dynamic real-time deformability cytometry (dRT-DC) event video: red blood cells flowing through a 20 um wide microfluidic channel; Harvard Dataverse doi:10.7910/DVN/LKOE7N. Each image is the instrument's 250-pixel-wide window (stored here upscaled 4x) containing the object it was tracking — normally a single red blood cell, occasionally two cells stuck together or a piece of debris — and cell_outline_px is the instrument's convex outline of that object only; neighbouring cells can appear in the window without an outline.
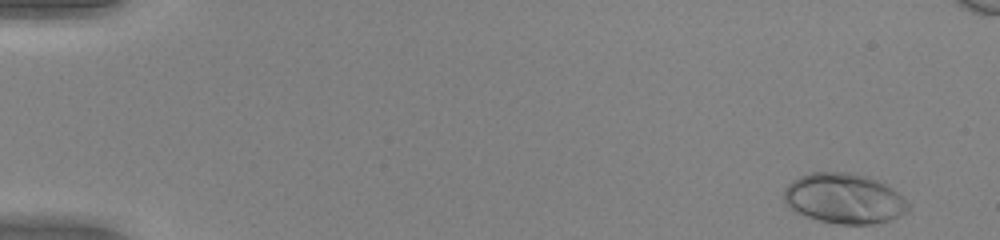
{"species": "human", "species_latin": "Homo sapiens", "temperature_condition": "warm", "stored_images_in_passage": 50, "camera_frame_rate_fps": 3000, "um_per_image_px": 0.085, "donor": {"sex": "female"}, "frame": {"image": 1, "passage_image": 1, "time_ms": 0.0, "image_size_px": [1000, 240], "cell_outline_px": [[912, 208], [908, 212], [900, 216], [888, 220], [872, 224], [840, 224], [820, 220], [804, 216], [796, 212], [784, 200], [784, 188], [792, 180], [800, 176], [812, 172], [852, 172], [868, 176], [892, 188], [908, 200], [912, 204]], "centroid_in_image_um": [71.8, 16.87], "position_along_channel_um": 13.2, "area_um2": 36.65}}
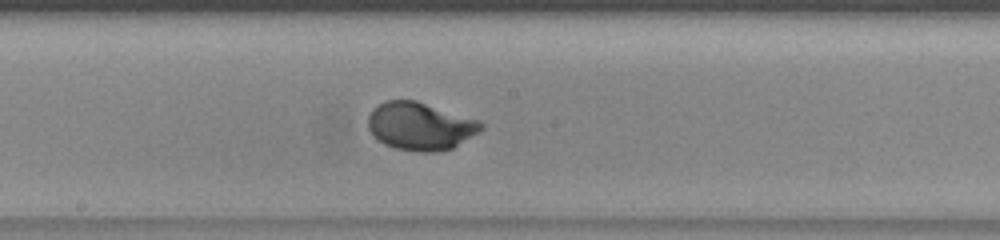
{"frame": {"image": 2, "passage_image": 27, "time_ms": 8.667, "image_size_px": [1000, 240], "cell_outline_px": [[484, 128], [480, 132], [452, 148], [436, 152], [416, 152], [396, 148], [384, 144], [368, 128], [368, 116], [372, 108], [384, 100], [416, 100], [480, 120], [484, 124]], "centroid_in_image_um": [35.74, 10.71], "position_along_channel_um": 212.5, "area_um2": 31.67}}
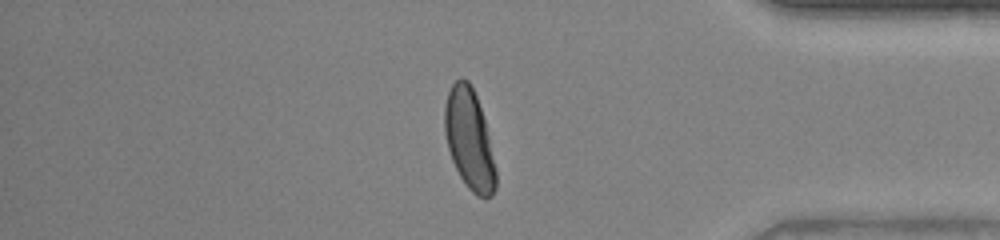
{"frame": {"image": 3, "passage_image": 42, "time_ms": 13.667, "image_size_px": [1000, 240], "cell_outline_px": [[496, 188], [492, 196], [484, 200], [476, 196], [468, 188], [460, 176], [452, 160], [448, 148], [444, 132], [444, 108], [448, 92], [452, 84], [460, 76], [468, 80], [476, 96], [484, 120], [496, 168]], "centroid_in_image_um": [39.88, 11.88], "position_along_channel_um": 395.3, "area_um2": 29.88}, "authors_computed_cell_mechanics": {"area_um2": 30.634, "velocity_mm_per_s": 4.0588, "shape_relaxation_time_tau1_ms": 2.3137, "shape_relaxation_time_tau2_ms": null, "deformation_change_tau1": 0.1909, "deformation_change_tau2": null}}